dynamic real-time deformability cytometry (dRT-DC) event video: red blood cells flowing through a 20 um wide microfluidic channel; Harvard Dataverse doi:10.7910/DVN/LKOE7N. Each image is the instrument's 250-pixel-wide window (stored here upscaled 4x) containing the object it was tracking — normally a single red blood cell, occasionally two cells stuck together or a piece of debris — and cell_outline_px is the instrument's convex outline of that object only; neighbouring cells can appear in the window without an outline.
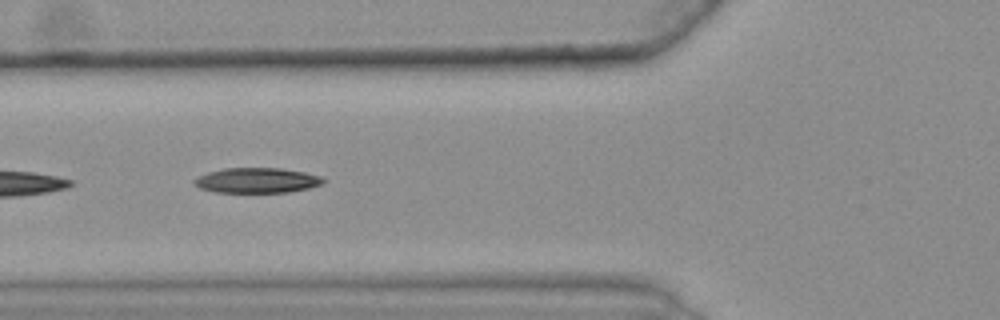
{"species": "common noctule bat (a hibernating species)", "species_latin": "Nyctalus noctula", "temperature_condition": "warm", "stored_images_in_passage": 23, "segment_of_instrument_passage": [2, 2], "camera_frame_rate_fps": 3000, "um_per_image_px": 0.085, "animal": {"sex": "female", "body_mass_g": 25.1}, "frame": {"image": 1, "passage_image": 20, "time_ms": 6.333, "image_size_px": [1000, 320], "cell_outline_px": [[324, 184], [308, 188], [288, 192], [216, 192], [200, 188], [192, 184], [192, 180], [196, 176], [208, 172], [224, 168], [280, 168], [304, 172], [320, 176], [324, 180]], "centroid_in_image_um": [21.79, 15.33], "position_along_channel_um": 104.0, "area_um2": 18.96}}